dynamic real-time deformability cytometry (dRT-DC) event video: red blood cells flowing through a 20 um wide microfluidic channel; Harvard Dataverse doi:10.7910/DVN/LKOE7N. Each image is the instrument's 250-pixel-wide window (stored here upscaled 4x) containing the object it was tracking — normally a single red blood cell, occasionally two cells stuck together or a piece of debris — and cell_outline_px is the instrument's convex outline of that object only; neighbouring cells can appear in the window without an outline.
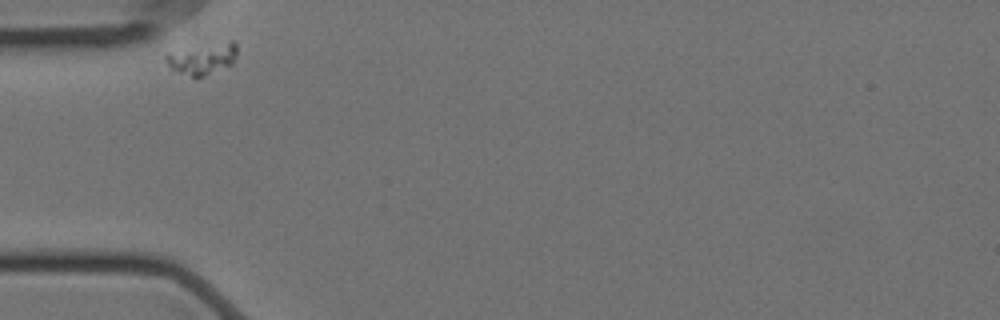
{"species": "Egyptian fruit bat (a non-hibernating species)", "species_latin": "Rousettus aegyptiacus", "temperature_condition": "cold", "stored_images_in_passage": 35, "camera_frame_rate_fps": 3000, "um_per_image_px": 0.085, "animal": {"sex": "female"}, "frame": {"image": 1, "passage_image": 1, "time_ms": 0.0, "image_size_px": [1000, 320], "cell_outline_px": [[236, 56], [232, 64], [196, 80], [172, 68], [164, 60], [164, 52], [232, 40], [236, 44]], "centroid_in_image_um": [17.17, 5.0], "position_along_channel_um": 67.8, "area_um2": 13.18}}
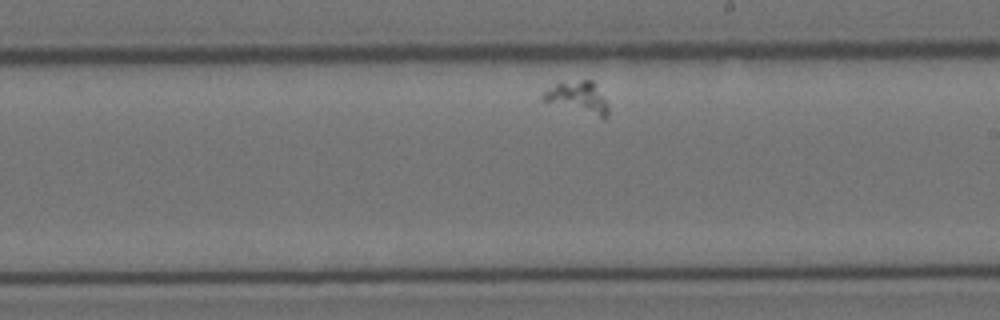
{"frame": {"image": 2, "passage_image": 20, "time_ms": 6.333, "image_size_px": [1000, 320], "cell_outline_px": [[608, 116], [604, 120], [540, 100], [540, 96], [544, 92], [556, 84], [580, 80], [592, 80], [608, 104]], "centroid_in_image_um": [49.15, 8.34], "position_along_channel_um": 239.9, "area_um2": 12.14}}
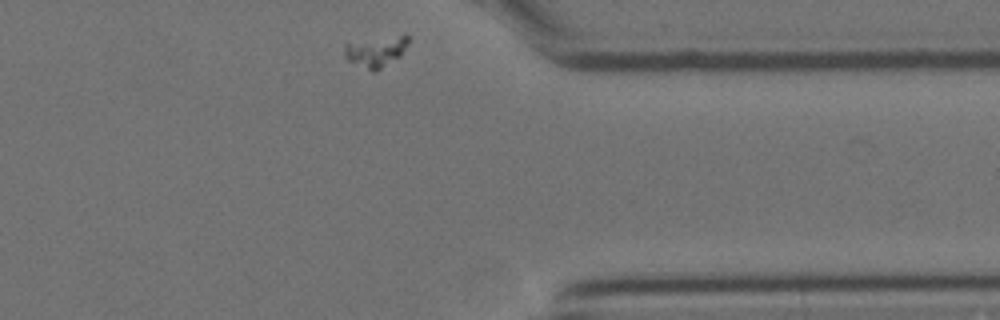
{"frame": {"image": 3, "passage_image": 35, "time_ms": 11.333, "image_size_px": [1000, 320], "cell_outline_px": [[408, 44], [400, 56], [376, 72], [372, 72], [348, 60], [344, 52], [344, 44], [404, 32], [408, 36]], "centroid_in_image_um": [32.0, 4.34], "position_along_channel_um": 379.4, "area_um2": 11.68}}